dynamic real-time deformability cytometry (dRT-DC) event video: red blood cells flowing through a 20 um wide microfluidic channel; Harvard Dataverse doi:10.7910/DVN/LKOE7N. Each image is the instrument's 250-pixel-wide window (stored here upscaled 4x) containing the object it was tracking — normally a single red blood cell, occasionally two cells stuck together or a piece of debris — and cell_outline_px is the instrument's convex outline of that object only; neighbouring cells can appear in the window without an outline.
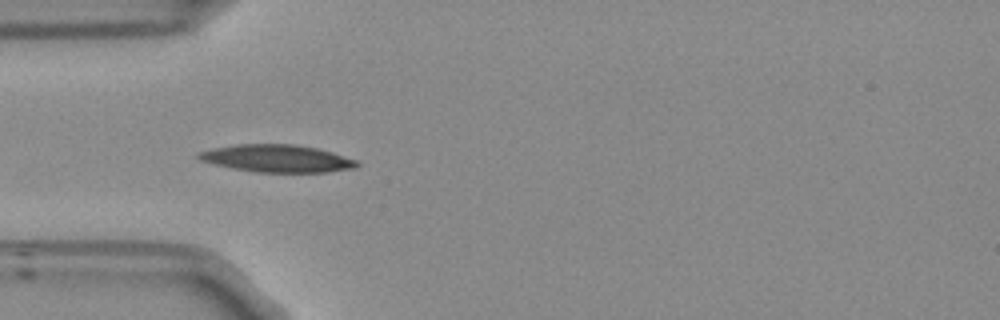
{"species": "Egyptian fruit bat (a non-hibernating species)", "species_latin": "Rousettus aegyptiacus", "temperature_condition": "room temperature", "stored_images_in_passage": 29, "camera_frame_rate_fps": 3000, "um_per_image_px": 0.085, "frame": {"image": 1, "passage_image": 5, "time_ms": 1.333, "image_size_px": [1000, 320], "cell_outline_px": [[360, 164], [356, 168], [328, 172], [256, 172], [232, 168], [200, 160], [196, 156], [196, 152], [212, 148], [236, 144], [296, 144], [316, 148], [332, 152], [356, 160]], "centroid_in_image_um": [23.54, 13.46], "position_along_channel_um": 61.5, "area_um2": 25.37}}
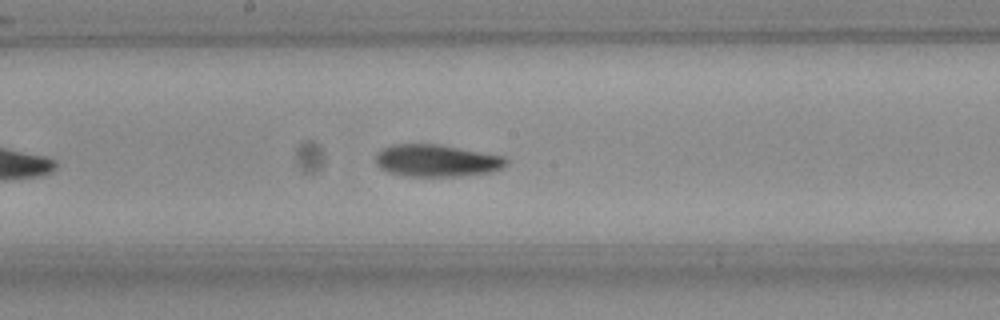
{"frame": {"image": 2, "passage_image": 17, "time_ms": 5.333, "image_size_px": [1000, 320], "cell_outline_px": [[508, 164], [492, 172], [456, 176], [408, 176], [388, 172], [380, 168], [376, 164], [376, 152], [380, 148], [392, 144], [440, 144], [504, 156], [508, 160]], "centroid_in_image_um": [37.09, 13.64], "position_along_channel_um": 211.1, "area_um2": 24.62}}
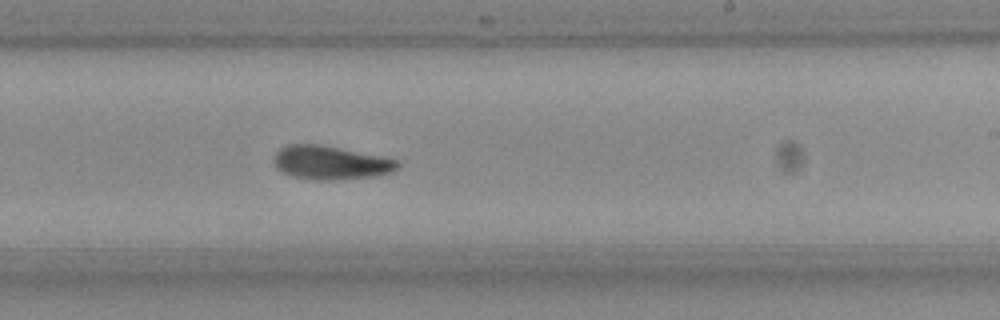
{"frame": {"image": 3, "passage_image": 21, "time_ms": 6.667, "image_size_px": [1000, 320], "cell_outline_px": [[400, 164], [396, 168], [388, 172], [368, 176], [324, 180], [320, 180], [292, 176], [276, 168], [272, 160], [276, 152], [280, 148], [288, 144], [320, 144], [400, 160]], "centroid_in_image_um": [28.03, 13.8], "position_along_channel_um": 261.0, "area_um2": 23.76}}